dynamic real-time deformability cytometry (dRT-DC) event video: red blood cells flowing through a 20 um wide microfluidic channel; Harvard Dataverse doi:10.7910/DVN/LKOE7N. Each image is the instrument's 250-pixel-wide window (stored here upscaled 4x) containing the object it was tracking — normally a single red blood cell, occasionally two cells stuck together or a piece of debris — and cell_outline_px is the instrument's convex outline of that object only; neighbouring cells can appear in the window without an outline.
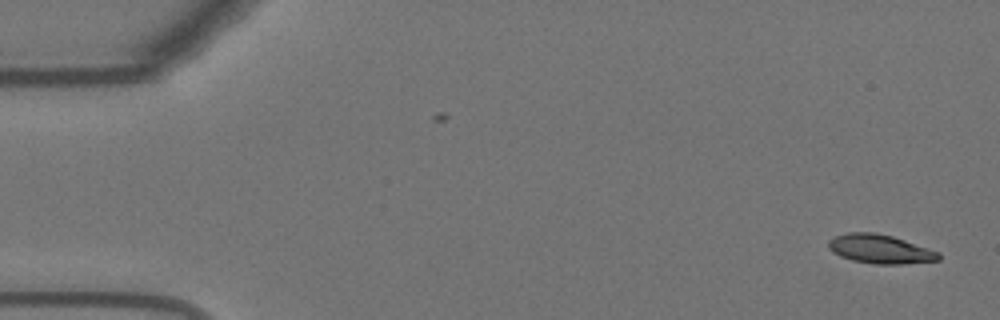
{"species": "Egyptian fruit bat (a non-hibernating species)", "species_latin": "Rousettus aegyptiacus", "temperature_condition": "warm", "stored_images_in_passage": 54, "camera_frame_rate_fps": 3000, "um_per_image_px": 0.085, "animal": {"sex": "female"}, "frame": {"image": 1, "passage_image": 1, "time_ms": 0.0, "image_size_px": [1000, 320], "cell_outline_px": [[940, 260], [900, 264], [876, 264], [852, 260], [840, 256], [832, 252], [828, 248], [828, 240], [836, 236], [848, 232], [876, 232], [892, 236], [940, 252]], "centroid_in_image_um": [74.79, 21.16], "position_along_channel_um": 10.2, "area_um2": 18.55}}
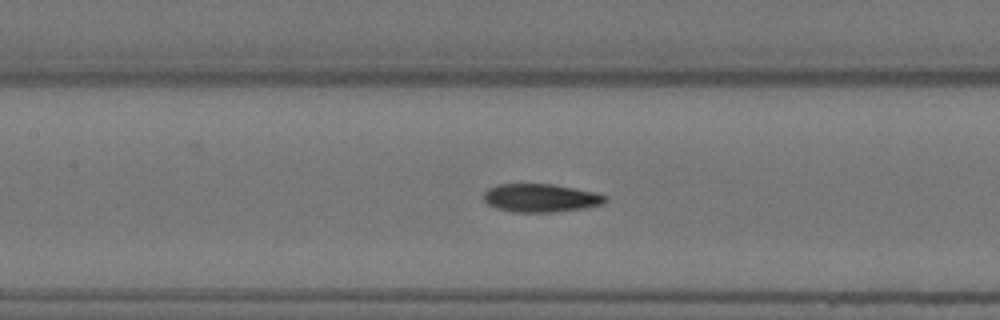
{"frame": {"image": 2, "passage_image": 24, "time_ms": 7.667, "image_size_px": [1000, 320], "cell_outline_px": [[608, 200], [604, 204], [588, 208], [552, 212], [512, 212], [496, 208], [488, 204], [484, 200], [484, 192], [488, 188], [496, 184], [552, 184], [596, 192], [608, 196]], "centroid_in_image_um": [46.0, 16.83], "position_along_channel_um": 161.4, "area_um2": 20.29}}
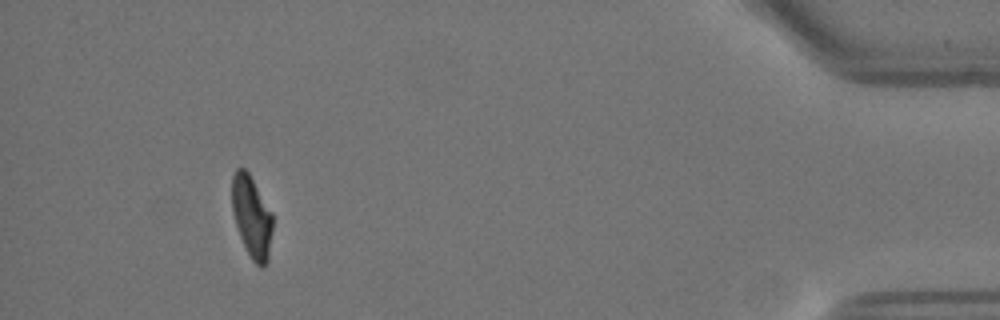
{"frame": {"image": 3, "passage_image": 50, "time_ms": 16.333, "image_size_px": [1000, 320], "cell_outline_px": [[272, 232], [268, 260], [264, 268], [260, 268], [252, 260], [240, 236], [232, 212], [232, 176], [236, 168], [244, 168], [248, 172], [272, 212]], "centroid_in_image_um": [21.4, 18.43], "position_along_channel_um": 413.8, "area_um2": 19.31}, "authors_computed_cell_mechanics": {"area_um2": 20.2011, "velocity_mm_per_s": 3.6748, "shape_relaxation_time_tau1_ms": 8.6675, "shape_relaxation_time_tau2_ms": 3.4544, "deformation_change_tau1": 0.2484, "deformation_change_tau2": 0.1056}}